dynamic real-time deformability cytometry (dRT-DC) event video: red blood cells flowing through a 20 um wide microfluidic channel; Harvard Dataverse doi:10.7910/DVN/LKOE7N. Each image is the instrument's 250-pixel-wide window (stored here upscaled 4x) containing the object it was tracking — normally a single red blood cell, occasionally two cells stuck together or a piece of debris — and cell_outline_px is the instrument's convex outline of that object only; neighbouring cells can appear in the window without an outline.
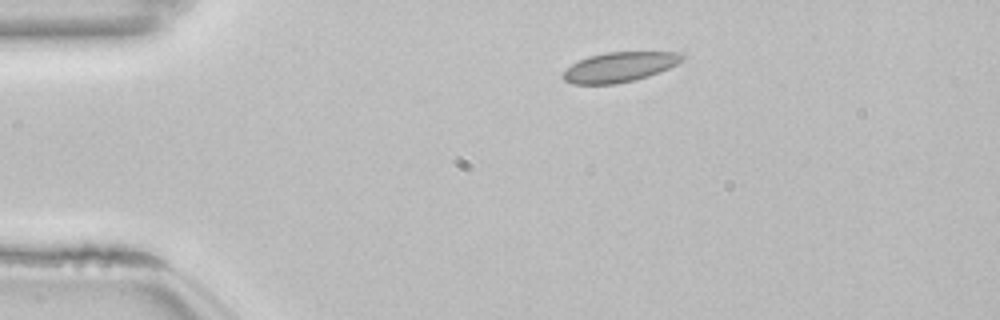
{"species": "common noctule bat (a hibernating species)", "species_latin": "Nyctalus noctula", "temperature_condition": "room temperature", "stored_images_in_passage": 44, "camera_frame_rate_fps": 3000, "um_per_image_px": 0.085, "animal": {"sex": "female", "body_mass_g": 22.7, "forearm_length_mm": 54.2}, "frame": {"image": 1, "passage_image": 1, "time_ms": 0.0, "image_size_px": [1000, 320], "cell_outline_px": [[688, 56], [684, 60], [660, 72], [648, 76], [616, 84], [572, 84], [564, 80], [560, 76], [572, 64], [588, 56], [604, 52], [684, 52]], "centroid_in_image_um": [52.69, 5.68], "position_along_channel_um": 32.3, "area_um2": 20.87}}
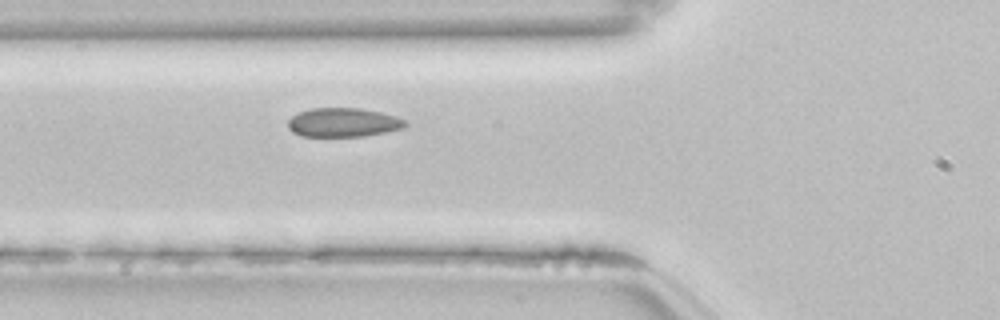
{"frame": {"image": 2, "passage_image": 10, "time_ms": 3.0, "image_size_px": [1000, 320], "cell_outline_px": [[408, 124], [404, 128], [364, 136], [300, 136], [292, 132], [288, 128], [288, 120], [292, 116], [300, 112], [312, 108], [360, 108], [380, 112], [396, 116], [404, 120]], "centroid_in_image_um": [29.16, 10.41], "position_along_channel_um": 96.6, "area_um2": 19.77}}
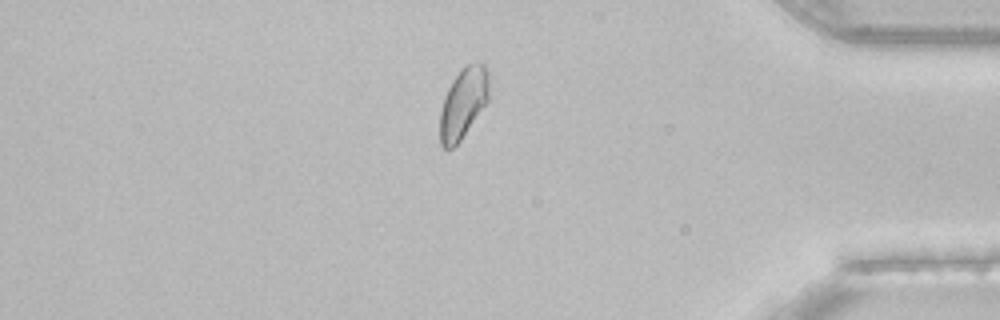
{"frame": {"image": 3, "passage_image": 36, "time_ms": 11.667, "image_size_px": [1000, 320], "cell_outline_px": [[488, 100], [460, 140], [452, 148], [444, 148], [440, 144], [440, 112], [444, 96], [452, 80], [464, 64], [480, 60], [488, 68]], "centroid_in_image_um": [39.37, 8.69], "position_along_channel_um": 395.8, "area_um2": 20.17}, "authors_computed_cell_mechanics": {"area_um2": 20.0277, "velocity_mm_per_s": 3.8114, "shape_relaxation_time_tau1_ms": null, "shape_relaxation_time_tau2_ms": 1.2138, "deformation_change_tau1": null, "deformation_change_tau2": 0.0354}}